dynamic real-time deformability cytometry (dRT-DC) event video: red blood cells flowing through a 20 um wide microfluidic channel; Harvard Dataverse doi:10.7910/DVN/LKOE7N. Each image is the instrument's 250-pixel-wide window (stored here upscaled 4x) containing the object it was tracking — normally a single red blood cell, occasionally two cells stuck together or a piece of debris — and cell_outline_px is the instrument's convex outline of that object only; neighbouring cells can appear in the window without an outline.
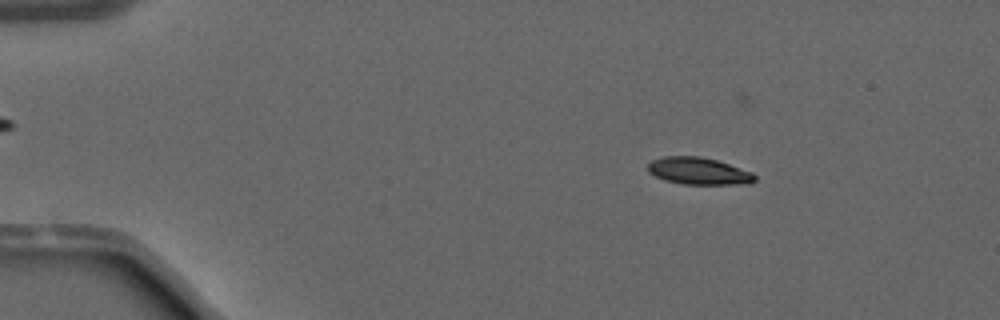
{"species": "common noctule bat (a hibernating species)", "species_latin": "Nyctalus noctula", "temperature_condition": "warm", "stored_images_in_passage": 51, "camera_frame_rate_fps": 3000, "um_per_image_px": 0.085, "animal": {"sex": "male", "forearm_length_mm": 52.5}, "frame": {"image": 1, "passage_image": 8, "time_ms": 2.333, "image_size_px": [1000, 320], "cell_outline_px": [[756, 180], [748, 184], [684, 184], [664, 180], [648, 172], [648, 164], [652, 160], [664, 156], [700, 156], [716, 160], [752, 172], [756, 176]], "centroid_in_image_um": [59.38, 14.54], "position_along_channel_um": 25.6, "area_um2": 16.82}}
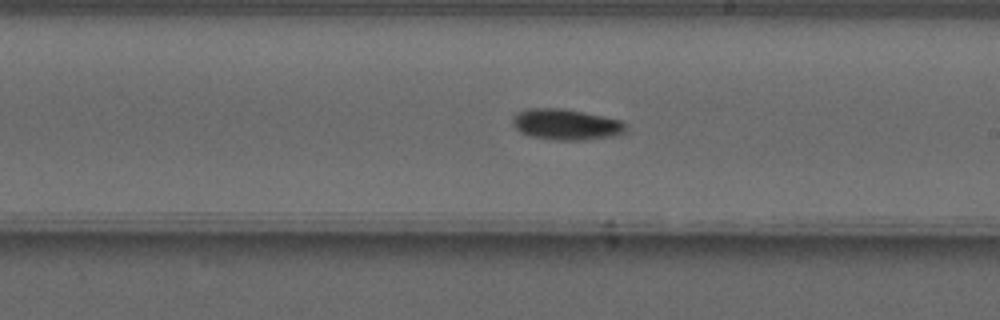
{"frame": {"image": 2, "passage_image": 30, "time_ms": 9.667, "image_size_px": [1000, 320], "cell_outline_px": [[624, 132], [620, 136], [588, 140], [552, 140], [528, 136], [520, 132], [512, 124], [512, 116], [516, 112], [528, 108], [560, 108], [584, 112], [620, 120], [624, 124]], "centroid_in_image_um": [48.08, 10.59], "position_along_channel_um": 240.9, "area_um2": 20.69}}
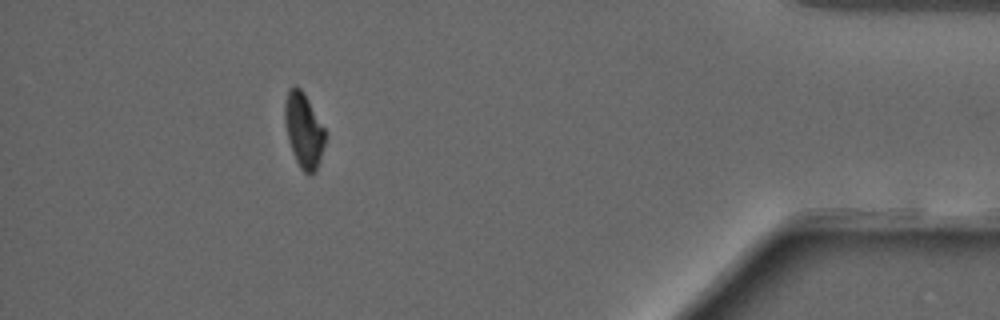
{"frame": {"image": 3, "passage_image": 46, "time_ms": 15.0, "image_size_px": [1000, 320], "cell_outline_px": [[324, 144], [320, 160], [316, 172], [308, 176], [300, 168], [296, 160], [288, 140], [284, 120], [284, 104], [288, 88], [292, 84], [296, 84], [304, 92], [324, 128]], "centroid_in_image_um": [25.79, 11.05], "position_along_channel_um": 409.4, "area_um2": 17.69}, "authors_computed_cell_mechanics": {"area_um2": 18.4382, "velocity_mm_per_s": 4.0952, "shape_relaxation_time_tau1_ms": 10.7323, "shape_relaxation_time_tau2_ms": null, "deformation_change_tau1": 0.2551, "deformation_change_tau2": null}}